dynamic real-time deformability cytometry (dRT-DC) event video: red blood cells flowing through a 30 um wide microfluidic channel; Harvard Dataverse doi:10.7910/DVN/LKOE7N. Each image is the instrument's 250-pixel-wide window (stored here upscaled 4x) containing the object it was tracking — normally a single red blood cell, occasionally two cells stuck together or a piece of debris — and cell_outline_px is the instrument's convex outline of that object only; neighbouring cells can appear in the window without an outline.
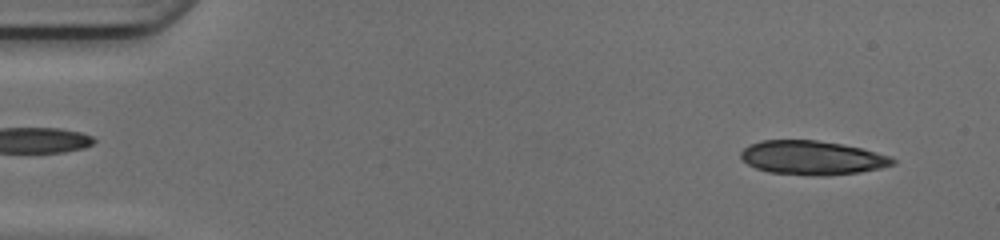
{"species": "common noctule bat (a hibernating species)", "species_latin": "Nyctalus noctula", "temperature_condition": "cold", "stored_images_in_passage": 17, "camera_frame_rate_fps": 3000, "um_per_image_px": 0.085, "animal": {"sex": "female", "body_mass_g": 17.0, "forearm_length_mm": 48.0}, "frame": {"image": 1, "passage_image": 3, "time_ms": 0.667, "image_size_px": [1000, 240], "cell_outline_px": [[896, 164], [880, 168], [860, 172], [828, 176], [816, 176], [768, 172], [756, 168], [748, 164], [740, 156], [740, 152], [748, 144], [760, 140], [816, 140], [840, 144], [860, 148], [892, 156], [896, 160]], "centroid_in_image_um": [69.04, 13.41], "position_along_channel_um": 16.0, "area_um2": 30.23}}